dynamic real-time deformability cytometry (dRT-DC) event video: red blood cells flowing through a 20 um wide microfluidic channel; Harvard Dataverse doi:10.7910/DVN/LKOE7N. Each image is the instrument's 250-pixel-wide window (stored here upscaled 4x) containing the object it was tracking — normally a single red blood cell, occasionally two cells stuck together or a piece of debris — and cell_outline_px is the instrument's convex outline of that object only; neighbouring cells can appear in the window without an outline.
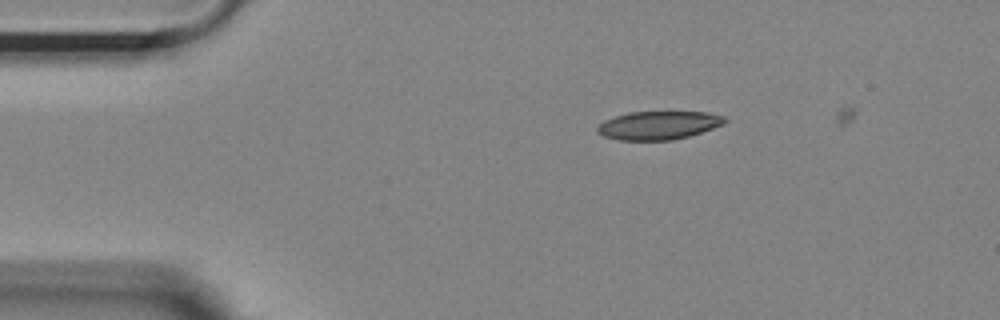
{"species": "Egyptian fruit bat (a non-hibernating species)", "species_latin": "Rousettus aegyptiacus", "temperature_condition": "room temperature", "stored_images_in_passage": 39, "camera_frame_rate_fps": 3000, "um_per_image_px": 0.085, "animal": {"sex": "female"}, "frame": {"image": 1, "passage_image": 1, "time_ms": 0.0, "image_size_px": [1000, 320], "cell_outline_px": [[728, 120], [724, 124], [688, 136], [672, 140], [620, 140], [604, 136], [596, 132], [596, 128], [604, 120], [628, 112], [708, 112], [724, 116]], "centroid_in_image_um": [55.97, 10.65], "position_along_channel_um": 29.0, "area_um2": 20.98}}
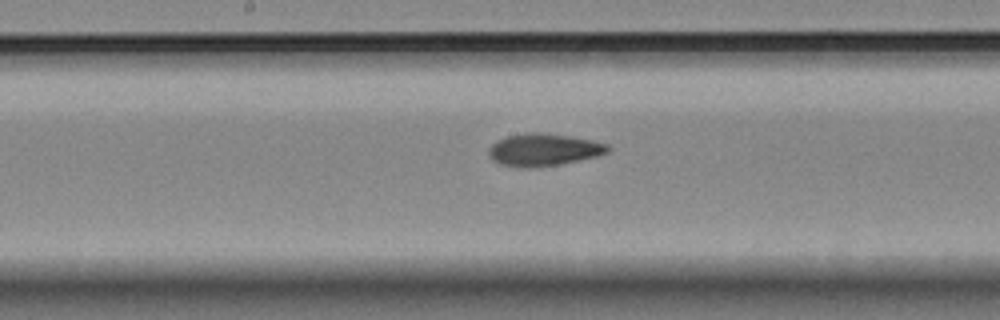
{"frame": {"image": 2, "passage_image": 19, "time_ms": 6.0, "image_size_px": [1000, 320], "cell_outline_px": [[612, 148], [608, 152], [600, 156], [560, 164], [536, 168], [520, 168], [500, 164], [492, 160], [488, 156], [488, 148], [496, 140], [508, 136], [528, 132], [540, 132], [568, 136], [592, 140], [608, 144]], "centroid_in_image_um": [46.2, 12.74], "position_along_channel_um": 202.0, "area_um2": 22.83}}
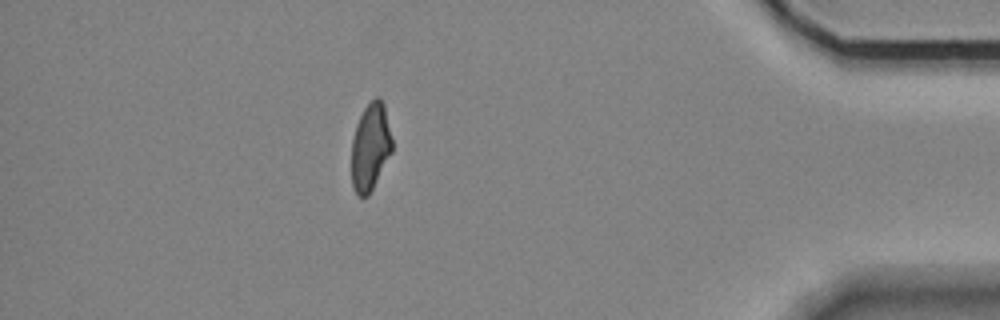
{"frame": {"image": 3, "passage_image": 39, "time_ms": 12.667, "image_size_px": [1000, 320], "cell_outline_px": [[392, 152], [368, 196], [356, 196], [352, 184], [352, 140], [356, 124], [364, 108], [376, 96], [380, 96], [384, 104], [392, 140]], "centroid_in_image_um": [31.48, 12.48], "position_along_channel_um": 403.7, "area_um2": 20.58}, "authors_computed_cell_mechanics": {"area_um2": 21.8484, "velocity_mm_per_s": 3.6901, "shape_relaxation_time_tau1_ms": 7.6318, "shape_relaxation_time_tau2_ms": 3.7192, "deformation_change_tau1": 0.1793, "deformation_change_tau2": 0.1063}}